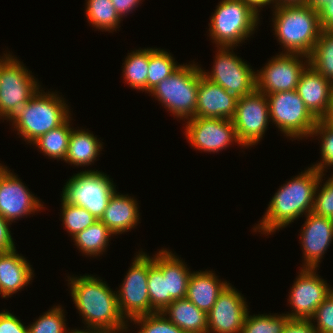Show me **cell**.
Wrapping results in <instances>:
<instances>
[{"label": "cell", "instance_id": "obj_1", "mask_svg": "<svg viewBox=\"0 0 333 333\" xmlns=\"http://www.w3.org/2000/svg\"><path fill=\"white\" fill-rule=\"evenodd\" d=\"M321 175L322 173L308 167L281 186L269 202L264 217L253 230L272 234L277 229L288 226L299 216L311 213Z\"/></svg>", "mask_w": 333, "mask_h": 333}, {"label": "cell", "instance_id": "obj_2", "mask_svg": "<svg viewBox=\"0 0 333 333\" xmlns=\"http://www.w3.org/2000/svg\"><path fill=\"white\" fill-rule=\"evenodd\" d=\"M68 279L73 302L87 328L127 331L129 323L120 313L117 292L105 281L91 275Z\"/></svg>", "mask_w": 333, "mask_h": 333}, {"label": "cell", "instance_id": "obj_3", "mask_svg": "<svg viewBox=\"0 0 333 333\" xmlns=\"http://www.w3.org/2000/svg\"><path fill=\"white\" fill-rule=\"evenodd\" d=\"M272 18L275 36L284 47V53H312L322 32L318 11L306 4L274 6Z\"/></svg>", "mask_w": 333, "mask_h": 333}, {"label": "cell", "instance_id": "obj_4", "mask_svg": "<svg viewBox=\"0 0 333 333\" xmlns=\"http://www.w3.org/2000/svg\"><path fill=\"white\" fill-rule=\"evenodd\" d=\"M41 91V92H40ZM38 90L12 125L28 143L62 125L71 115L64 99L54 92ZM43 92V93H42Z\"/></svg>", "mask_w": 333, "mask_h": 333}, {"label": "cell", "instance_id": "obj_5", "mask_svg": "<svg viewBox=\"0 0 333 333\" xmlns=\"http://www.w3.org/2000/svg\"><path fill=\"white\" fill-rule=\"evenodd\" d=\"M199 85V66L181 65L174 73L147 93L157 98L175 117H195Z\"/></svg>", "mask_w": 333, "mask_h": 333}, {"label": "cell", "instance_id": "obj_6", "mask_svg": "<svg viewBox=\"0 0 333 333\" xmlns=\"http://www.w3.org/2000/svg\"><path fill=\"white\" fill-rule=\"evenodd\" d=\"M258 21V14L242 0H222L210 19L209 35L216 47H236L254 33Z\"/></svg>", "mask_w": 333, "mask_h": 333}, {"label": "cell", "instance_id": "obj_7", "mask_svg": "<svg viewBox=\"0 0 333 333\" xmlns=\"http://www.w3.org/2000/svg\"><path fill=\"white\" fill-rule=\"evenodd\" d=\"M40 86L24 64L12 56L0 72V118L13 125Z\"/></svg>", "mask_w": 333, "mask_h": 333}, {"label": "cell", "instance_id": "obj_8", "mask_svg": "<svg viewBox=\"0 0 333 333\" xmlns=\"http://www.w3.org/2000/svg\"><path fill=\"white\" fill-rule=\"evenodd\" d=\"M115 188L113 180L106 174L85 170L68 179L61 196L65 202L86 208L100 220Z\"/></svg>", "mask_w": 333, "mask_h": 333}, {"label": "cell", "instance_id": "obj_9", "mask_svg": "<svg viewBox=\"0 0 333 333\" xmlns=\"http://www.w3.org/2000/svg\"><path fill=\"white\" fill-rule=\"evenodd\" d=\"M270 121L286 137H309L318 119L308 110L296 89L292 91L266 94Z\"/></svg>", "mask_w": 333, "mask_h": 333}, {"label": "cell", "instance_id": "obj_10", "mask_svg": "<svg viewBox=\"0 0 333 333\" xmlns=\"http://www.w3.org/2000/svg\"><path fill=\"white\" fill-rule=\"evenodd\" d=\"M233 49L234 47L218 46L213 70L206 72L200 67V71L209 81L239 98L256 89V77L251 66L234 54Z\"/></svg>", "mask_w": 333, "mask_h": 333}, {"label": "cell", "instance_id": "obj_11", "mask_svg": "<svg viewBox=\"0 0 333 333\" xmlns=\"http://www.w3.org/2000/svg\"><path fill=\"white\" fill-rule=\"evenodd\" d=\"M135 256L121 288L117 291L118 307L127 322L133 318L156 312L150 306L148 255L141 251Z\"/></svg>", "mask_w": 333, "mask_h": 333}, {"label": "cell", "instance_id": "obj_12", "mask_svg": "<svg viewBox=\"0 0 333 333\" xmlns=\"http://www.w3.org/2000/svg\"><path fill=\"white\" fill-rule=\"evenodd\" d=\"M270 122L267 96L258 90L239 97L232 118L238 140L242 147L258 144Z\"/></svg>", "mask_w": 333, "mask_h": 333}, {"label": "cell", "instance_id": "obj_13", "mask_svg": "<svg viewBox=\"0 0 333 333\" xmlns=\"http://www.w3.org/2000/svg\"><path fill=\"white\" fill-rule=\"evenodd\" d=\"M301 58H306L304 63ZM308 65L309 57L305 55L283 52L277 54L265 67L255 72L256 90L264 94L295 90L301 73Z\"/></svg>", "mask_w": 333, "mask_h": 333}, {"label": "cell", "instance_id": "obj_14", "mask_svg": "<svg viewBox=\"0 0 333 333\" xmlns=\"http://www.w3.org/2000/svg\"><path fill=\"white\" fill-rule=\"evenodd\" d=\"M301 268L287 299L293 310L286 315L290 319L310 320L333 289L316 274L317 268Z\"/></svg>", "mask_w": 333, "mask_h": 333}, {"label": "cell", "instance_id": "obj_15", "mask_svg": "<svg viewBox=\"0 0 333 333\" xmlns=\"http://www.w3.org/2000/svg\"><path fill=\"white\" fill-rule=\"evenodd\" d=\"M184 132L192 147L205 152H218L238 140L232 120L193 117L186 122Z\"/></svg>", "mask_w": 333, "mask_h": 333}, {"label": "cell", "instance_id": "obj_16", "mask_svg": "<svg viewBox=\"0 0 333 333\" xmlns=\"http://www.w3.org/2000/svg\"><path fill=\"white\" fill-rule=\"evenodd\" d=\"M7 168L0 164V216L11 223L44 209L39 199Z\"/></svg>", "mask_w": 333, "mask_h": 333}, {"label": "cell", "instance_id": "obj_17", "mask_svg": "<svg viewBox=\"0 0 333 333\" xmlns=\"http://www.w3.org/2000/svg\"><path fill=\"white\" fill-rule=\"evenodd\" d=\"M230 283L223 289L208 312L207 333H241L248 305Z\"/></svg>", "mask_w": 333, "mask_h": 333}, {"label": "cell", "instance_id": "obj_18", "mask_svg": "<svg viewBox=\"0 0 333 333\" xmlns=\"http://www.w3.org/2000/svg\"><path fill=\"white\" fill-rule=\"evenodd\" d=\"M301 228L303 268H317L333 239V219L308 213Z\"/></svg>", "mask_w": 333, "mask_h": 333}, {"label": "cell", "instance_id": "obj_19", "mask_svg": "<svg viewBox=\"0 0 333 333\" xmlns=\"http://www.w3.org/2000/svg\"><path fill=\"white\" fill-rule=\"evenodd\" d=\"M238 97L205 78L199 67V85L195 117L232 120Z\"/></svg>", "mask_w": 333, "mask_h": 333}, {"label": "cell", "instance_id": "obj_20", "mask_svg": "<svg viewBox=\"0 0 333 333\" xmlns=\"http://www.w3.org/2000/svg\"><path fill=\"white\" fill-rule=\"evenodd\" d=\"M296 91L318 120L326 115L333 95V82L308 65L301 73Z\"/></svg>", "mask_w": 333, "mask_h": 333}, {"label": "cell", "instance_id": "obj_21", "mask_svg": "<svg viewBox=\"0 0 333 333\" xmlns=\"http://www.w3.org/2000/svg\"><path fill=\"white\" fill-rule=\"evenodd\" d=\"M16 251L15 248L0 252V294L3 298L20 291L34 277L30 263Z\"/></svg>", "mask_w": 333, "mask_h": 333}, {"label": "cell", "instance_id": "obj_22", "mask_svg": "<svg viewBox=\"0 0 333 333\" xmlns=\"http://www.w3.org/2000/svg\"><path fill=\"white\" fill-rule=\"evenodd\" d=\"M138 203L133 197L113 193L100 221L103 222L115 235L128 232L137 226L139 221Z\"/></svg>", "mask_w": 333, "mask_h": 333}, {"label": "cell", "instance_id": "obj_23", "mask_svg": "<svg viewBox=\"0 0 333 333\" xmlns=\"http://www.w3.org/2000/svg\"><path fill=\"white\" fill-rule=\"evenodd\" d=\"M228 284L226 281L221 282L210 270L193 272L188 281L185 298L208 314Z\"/></svg>", "mask_w": 333, "mask_h": 333}, {"label": "cell", "instance_id": "obj_24", "mask_svg": "<svg viewBox=\"0 0 333 333\" xmlns=\"http://www.w3.org/2000/svg\"><path fill=\"white\" fill-rule=\"evenodd\" d=\"M153 263L167 276V294L173 300L184 299L192 272L185 263L171 251L162 249L153 257Z\"/></svg>", "mask_w": 333, "mask_h": 333}, {"label": "cell", "instance_id": "obj_25", "mask_svg": "<svg viewBox=\"0 0 333 333\" xmlns=\"http://www.w3.org/2000/svg\"><path fill=\"white\" fill-rule=\"evenodd\" d=\"M161 313L185 333H207V313L186 298L174 300Z\"/></svg>", "mask_w": 333, "mask_h": 333}, {"label": "cell", "instance_id": "obj_26", "mask_svg": "<svg viewBox=\"0 0 333 333\" xmlns=\"http://www.w3.org/2000/svg\"><path fill=\"white\" fill-rule=\"evenodd\" d=\"M74 129H72L69 138L65 162L75 166H89L96 160L100 150L103 149L102 143L93 133L83 129Z\"/></svg>", "mask_w": 333, "mask_h": 333}, {"label": "cell", "instance_id": "obj_27", "mask_svg": "<svg viewBox=\"0 0 333 333\" xmlns=\"http://www.w3.org/2000/svg\"><path fill=\"white\" fill-rule=\"evenodd\" d=\"M115 235L103 222L97 220L73 236L77 248L87 256H99L106 251L111 236Z\"/></svg>", "mask_w": 333, "mask_h": 333}, {"label": "cell", "instance_id": "obj_28", "mask_svg": "<svg viewBox=\"0 0 333 333\" xmlns=\"http://www.w3.org/2000/svg\"><path fill=\"white\" fill-rule=\"evenodd\" d=\"M69 117L62 125L57 128L51 129L49 132L40 136L32 144L36 145L44 155L48 157L64 160L67 154L69 138L72 128L70 127Z\"/></svg>", "mask_w": 333, "mask_h": 333}, {"label": "cell", "instance_id": "obj_29", "mask_svg": "<svg viewBox=\"0 0 333 333\" xmlns=\"http://www.w3.org/2000/svg\"><path fill=\"white\" fill-rule=\"evenodd\" d=\"M125 82L133 89L147 92V76L149 70V48L132 51L125 58L123 66Z\"/></svg>", "mask_w": 333, "mask_h": 333}, {"label": "cell", "instance_id": "obj_30", "mask_svg": "<svg viewBox=\"0 0 333 333\" xmlns=\"http://www.w3.org/2000/svg\"><path fill=\"white\" fill-rule=\"evenodd\" d=\"M309 65L333 82V30H322L309 56Z\"/></svg>", "mask_w": 333, "mask_h": 333}, {"label": "cell", "instance_id": "obj_31", "mask_svg": "<svg viewBox=\"0 0 333 333\" xmlns=\"http://www.w3.org/2000/svg\"><path fill=\"white\" fill-rule=\"evenodd\" d=\"M86 17L94 27L105 31H116L121 18L111 0H86Z\"/></svg>", "mask_w": 333, "mask_h": 333}, {"label": "cell", "instance_id": "obj_32", "mask_svg": "<svg viewBox=\"0 0 333 333\" xmlns=\"http://www.w3.org/2000/svg\"><path fill=\"white\" fill-rule=\"evenodd\" d=\"M181 65L167 51L160 48L149 49V70L147 76V91L174 73Z\"/></svg>", "mask_w": 333, "mask_h": 333}, {"label": "cell", "instance_id": "obj_33", "mask_svg": "<svg viewBox=\"0 0 333 333\" xmlns=\"http://www.w3.org/2000/svg\"><path fill=\"white\" fill-rule=\"evenodd\" d=\"M148 291L150 306L156 312H162L174 300L167 294V276L153 263L148 255Z\"/></svg>", "mask_w": 333, "mask_h": 333}, {"label": "cell", "instance_id": "obj_34", "mask_svg": "<svg viewBox=\"0 0 333 333\" xmlns=\"http://www.w3.org/2000/svg\"><path fill=\"white\" fill-rule=\"evenodd\" d=\"M290 318L284 313L277 315H249L244 321L241 333H283V329Z\"/></svg>", "mask_w": 333, "mask_h": 333}, {"label": "cell", "instance_id": "obj_35", "mask_svg": "<svg viewBox=\"0 0 333 333\" xmlns=\"http://www.w3.org/2000/svg\"><path fill=\"white\" fill-rule=\"evenodd\" d=\"M61 202L62 222L72 237L97 221L86 208L69 204L62 198Z\"/></svg>", "mask_w": 333, "mask_h": 333}, {"label": "cell", "instance_id": "obj_36", "mask_svg": "<svg viewBox=\"0 0 333 333\" xmlns=\"http://www.w3.org/2000/svg\"><path fill=\"white\" fill-rule=\"evenodd\" d=\"M63 310L60 306L52 307L28 326V333H69Z\"/></svg>", "mask_w": 333, "mask_h": 333}, {"label": "cell", "instance_id": "obj_37", "mask_svg": "<svg viewBox=\"0 0 333 333\" xmlns=\"http://www.w3.org/2000/svg\"><path fill=\"white\" fill-rule=\"evenodd\" d=\"M321 136V160L311 168L322 173L327 167H333V127L328 125L323 119L316 122V126L310 137Z\"/></svg>", "mask_w": 333, "mask_h": 333}, {"label": "cell", "instance_id": "obj_38", "mask_svg": "<svg viewBox=\"0 0 333 333\" xmlns=\"http://www.w3.org/2000/svg\"><path fill=\"white\" fill-rule=\"evenodd\" d=\"M130 321L141 326L138 333H185L161 312L139 316Z\"/></svg>", "mask_w": 333, "mask_h": 333}, {"label": "cell", "instance_id": "obj_39", "mask_svg": "<svg viewBox=\"0 0 333 333\" xmlns=\"http://www.w3.org/2000/svg\"><path fill=\"white\" fill-rule=\"evenodd\" d=\"M323 176L324 173L321 175L316 188L312 212L316 215L333 219V174L322 187L320 182L323 181Z\"/></svg>", "mask_w": 333, "mask_h": 333}, {"label": "cell", "instance_id": "obj_40", "mask_svg": "<svg viewBox=\"0 0 333 333\" xmlns=\"http://www.w3.org/2000/svg\"><path fill=\"white\" fill-rule=\"evenodd\" d=\"M310 320L317 322L313 327L318 333H333V292L317 307Z\"/></svg>", "mask_w": 333, "mask_h": 333}, {"label": "cell", "instance_id": "obj_41", "mask_svg": "<svg viewBox=\"0 0 333 333\" xmlns=\"http://www.w3.org/2000/svg\"><path fill=\"white\" fill-rule=\"evenodd\" d=\"M0 333H28V326L6 310L0 312Z\"/></svg>", "mask_w": 333, "mask_h": 333}, {"label": "cell", "instance_id": "obj_42", "mask_svg": "<svg viewBox=\"0 0 333 333\" xmlns=\"http://www.w3.org/2000/svg\"><path fill=\"white\" fill-rule=\"evenodd\" d=\"M311 320L289 319L283 333H318Z\"/></svg>", "mask_w": 333, "mask_h": 333}, {"label": "cell", "instance_id": "obj_43", "mask_svg": "<svg viewBox=\"0 0 333 333\" xmlns=\"http://www.w3.org/2000/svg\"><path fill=\"white\" fill-rule=\"evenodd\" d=\"M10 222L0 216V252L15 249V244L11 236Z\"/></svg>", "mask_w": 333, "mask_h": 333}, {"label": "cell", "instance_id": "obj_44", "mask_svg": "<svg viewBox=\"0 0 333 333\" xmlns=\"http://www.w3.org/2000/svg\"><path fill=\"white\" fill-rule=\"evenodd\" d=\"M319 22L322 30H333V0L329 1L319 11Z\"/></svg>", "mask_w": 333, "mask_h": 333}, {"label": "cell", "instance_id": "obj_45", "mask_svg": "<svg viewBox=\"0 0 333 333\" xmlns=\"http://www.w3.org/2000/svg\"><path fill=\"white\" fill-rule=\"evenodd\" d=\"M112 4L114 5V8L120 18H123V16H127L126 14L132 12L136 7H138V4L140 5L141 0H111Z\"/></svg>", "mask_w": 333, "mask_h": 333}, {"label": "cell", "instance_id": "obj_46", "mask_svg": "<svg viewBox=\"0 0 333 333\" xmlns=\"http://www.w3.org/2000/svg\"><path fill=\"white\" fill-rule=\"evenodd\" d=\"M246 5H248L255 13L259 15V9L264 6L273 4V0H242ZM262 7V8H261Z\"/></svg>", "mask_w": 333, "mask_h": 333}, {"label": "cell", "instance_id": "obj_47", "mask_svg": "<svg viewBox=\"0 0 333 333\" xmlns=\"http://www.w3.org/2000/svg\"><path fill=\"white\" fill-rule=\"evenodd\" d=\"M331 0H306V5L313 8L316 11H319L322 7H324Z\"/></svg>", "mask_w": 333, "mask_h": 333}, {"label": "cell", "instance_id": "obj_48", "mask_svg": "<svg viewBox=\"0 0 333 333\" xmlns=\"http://www.w3.org/2000/svg\"><path fill=\"white\" fill-rule=\"evenodd\" d=\"M118 331H111V330H106V329H94V328H87L83 330H71L69 333H117Z\"/></svg>", "mask_w": 333, "mask_h": 333}, {"label": "cell", "instance_id": "obj_49", "mask_svg": "<svg viewBox=\"0 0 333 333\" xmlns=\"http://www.w3.org/2000/svg\"><path fill=\"white\" fill-rule=\"evenodd\" d=\"M328 125L333 127V95L332 99L330 100L329 109L326 115L322 118Z\"/></svg>", "mask_w": 333, "mask_h": 333}, {"label": "cell", "instance_id": "obj_50", "mask_svg": "<svg viewBox=\"0 0 333 333\" xmlns=\"http://www.w3.org/2000/svg\"><path fill=\"white\" fill-rule=\"evenodd\" d=\"M306 0H273V6L305 4Z\"/></svg>", "mask_w": 333, "mask_h": 333}, {"label": "cell", "instance_id": "obj_51", "mask_svg": "<svg viewBox=\"0 0 333 333\" xmlns=\"http://www.w3.org/2000/svg\"><path fill=\"white\" fill-rule=\"evenodd\" d=\"M12 57L11 54H4V56L0 57V72L3 65Z\"/></svg>", "mask_w": 333, "mask_h": 333}]
</instances>
